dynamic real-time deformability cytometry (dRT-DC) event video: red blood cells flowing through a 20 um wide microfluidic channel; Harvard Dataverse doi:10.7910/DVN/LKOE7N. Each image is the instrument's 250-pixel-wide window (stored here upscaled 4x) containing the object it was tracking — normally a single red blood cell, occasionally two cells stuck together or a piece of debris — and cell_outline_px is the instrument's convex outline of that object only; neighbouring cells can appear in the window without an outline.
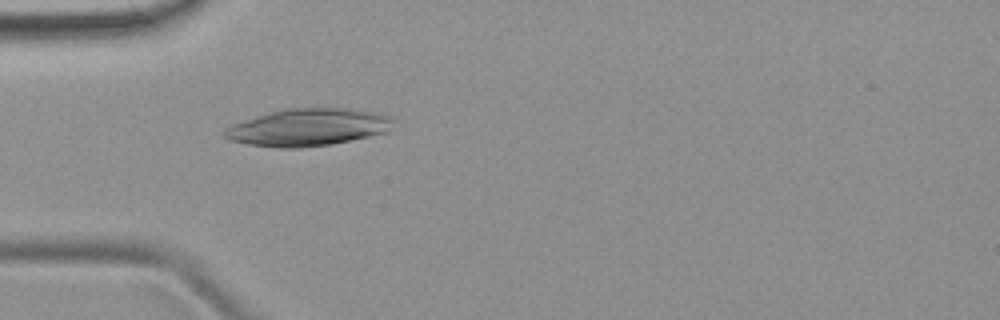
{"species": "common noctule bat (a hibernating species)", "species_latin": "Nyctalus noctula", "temperature_condition": "room temperature", "stored_images_in_passage": 4, "camera_frame_rate_fps": 3000, "um_per_image_px": 0.085, "animal": {"sex": "female", "body_mass_g": 19.9}, "frame": {"image": 1, "passage_image": 4, "time_ms": 3.667, "image_size_px": [1000, 320], "cell_outline_px": [[396, 120], [392, 128], [388, 132], [332, 144], [296, 148], [276, 148], [248, 144], [228, 140], [220, 132], [224, 128], [232, 124], [284, 108], [344, 108], [384, 112], [396, 116]], "centroid_in_image_um": [26.26, 10.81], "position_along_channel_um": 58.7, "area_um2": 37.34}}